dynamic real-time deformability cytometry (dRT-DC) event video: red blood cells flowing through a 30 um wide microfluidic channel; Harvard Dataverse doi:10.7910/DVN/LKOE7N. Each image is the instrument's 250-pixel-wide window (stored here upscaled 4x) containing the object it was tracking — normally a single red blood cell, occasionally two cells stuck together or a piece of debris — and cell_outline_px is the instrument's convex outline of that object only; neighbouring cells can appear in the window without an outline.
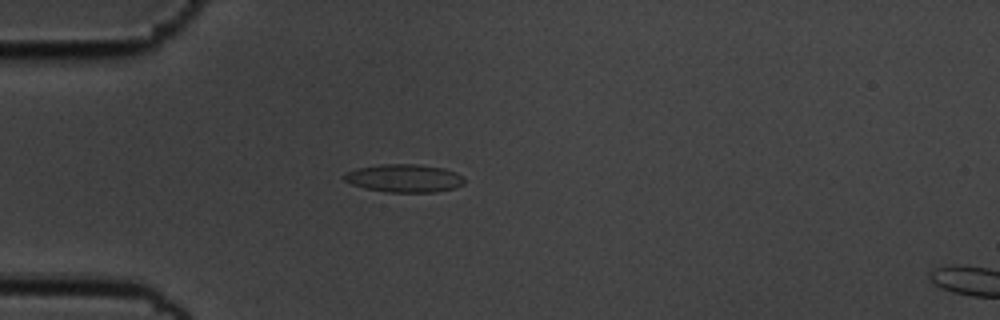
{"species": "common noctule bat (a hibernating species)", "species_latin": "Nyctalus noctula", "temperature_condition": "cold", "stored_images_in_passage": 42, "camera_frame_rate_fps": 3000, "um_per_image_px": 0.085, "animal": {"sex": "male", "body_mass_g": 19.5, "forearm_length_mm": 54.6}, "frame": {"image": 1, "passage_image": 2, "time_ms": 0.333, "image_size_px": [1000, 320], "cell_outline_px": [[464, 184], [456, 188], [436, 192], [388, 192], [368, 188], [352, 184], [344, 180], [344, 172], [356, 168], [380, 164], [420, 164], [444, 168], [456, 172], [464, 176]], "centroid_in_image_um": [34.4, 15.14], "position_along_channel_um": 50.6, "area_um2": 19.77}}
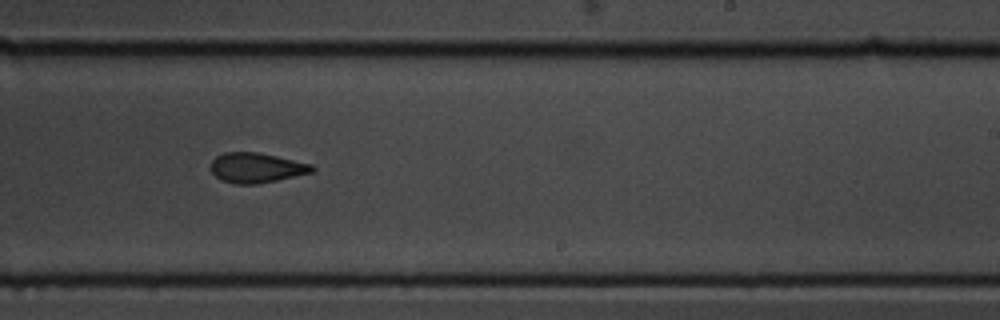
{"frame": {"image": 2, "passage_image": 21, "time_ms": 6.667, "image_size_px": [1000, 320], "cell_outline_px": [[316, 168], [312, 172], [276, 180], [256, 184], [236, 184], [220, 180], [208, 168], [212, 160], [216, 156], [224, 152], [256, 152], [276, 156], [312, 164]], "centroid_in_image_um": [21.74, 14.26], "position_along_channel_um": 267.3, "area_um2": 17.69}}
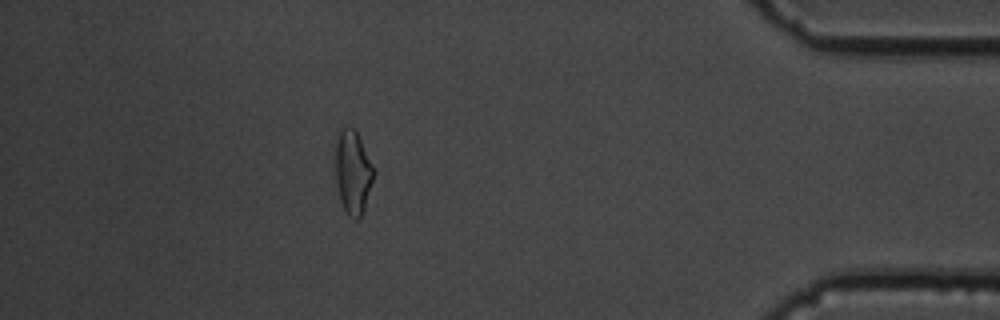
{"frame": {"image": 3, "passage_image": 36, "time_ms": 11.667, "image_size_px": [1000, 320], "cell_outline_px": [[376, 172], [364, 208], [360, 216], [356, 220], [348, 216], [340, 200], [336, 184], [336, 144], [340, 128], [352, 128], [356, 132]], "centroid_in_image_um": [30.0, 14.67], "position_along_channel_um": 405.2, "area_um2": 18.32}, "authors_computed_cell_mechanics": {"area_um2": 18.2648, "velocity_mm_per_s": 3.6224, "shape_relaxation_time_tau1_ms": 4.1115, "shape_relaxation_time_tau2_ms": 1.9774, "deformation_change_tau1": 0.1383, "deformation_change_tau2": 0.0866}}